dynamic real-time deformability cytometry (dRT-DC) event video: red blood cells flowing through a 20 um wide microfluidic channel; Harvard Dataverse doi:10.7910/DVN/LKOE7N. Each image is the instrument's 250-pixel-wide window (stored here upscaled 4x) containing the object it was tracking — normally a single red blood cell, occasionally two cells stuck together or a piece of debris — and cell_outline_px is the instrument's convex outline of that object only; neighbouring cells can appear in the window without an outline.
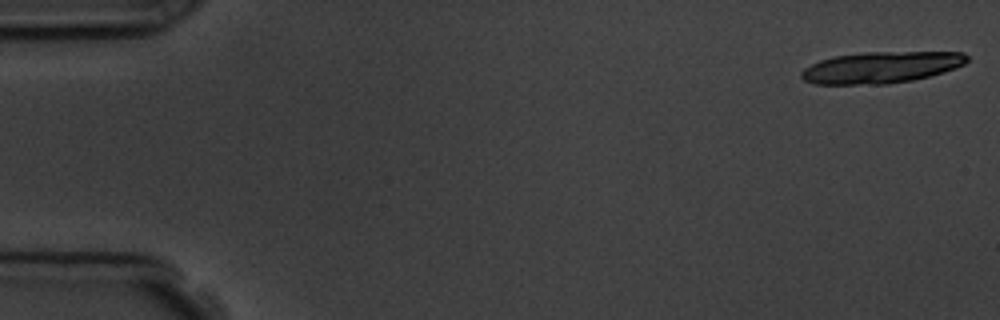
{"species": "common noctule bat (a hibernating species)", "species_latin": "Nyctalus noctula", "temperature_condition": "room temperature", "stored_images_in_passage": 6, "camera_frame_rate_fps": 3000, "um_per_image_px": 0.085, "animal": {"sex": "male", "body_mass_g": 19.5, "forearm_length_mm": 54.6}, "frame": {"image": 1, "passage_image": 1, "time_ms": 0.0, "image_size_px": [1000, 320], "cell_outline_px": [[968, 60], [964, 64], [956, 68], [944, 72], [912, 80], [888, 84], [816, 84], [804, 80], [800, 76], [800, 72], [804, 68], [820, 60], [832, 56], [864, 52], [964, 52], [968, 56]], "centroid_in_image_um": [74.89, 5.72], "position_along_channel_um": 10.1, "area_um2": 30.46}}